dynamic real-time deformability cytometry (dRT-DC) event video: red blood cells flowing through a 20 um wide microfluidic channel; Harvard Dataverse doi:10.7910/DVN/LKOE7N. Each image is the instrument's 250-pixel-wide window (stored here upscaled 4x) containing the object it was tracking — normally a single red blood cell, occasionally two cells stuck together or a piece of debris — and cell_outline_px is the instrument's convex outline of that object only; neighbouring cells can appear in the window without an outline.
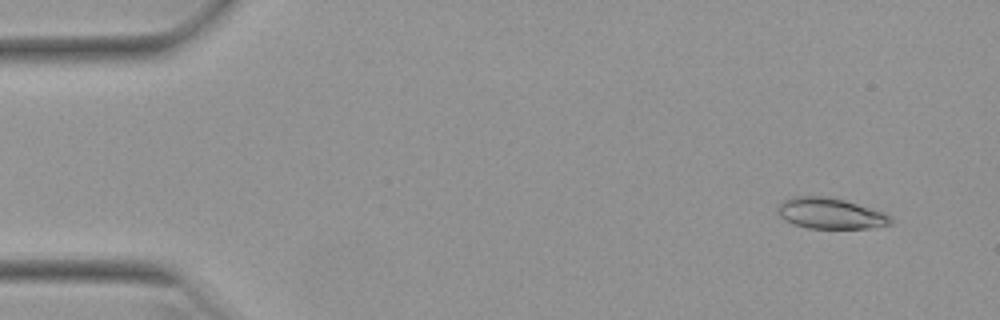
{"species": "Egyptian fruit bat (a non-hibernating species)", "species_latin": "Rousettus aegyptiacus", "temperature_condition": "warm", "stored_images_in_passage": 15, "camera_frame_rate_fps": 3000, "um_per_image_px": 0.085, "animal": {"sex": "female"}, "frame": {"image": 1, "passage_image": 3, "time_ms": 0.667, "image_size_px": [1000, 320], "cell_outline_px": [[892, 224], [868, 228], [808, 228], [792, 224], [784, 220], [780, 216], [776, 208], [776, 204], [792, 196], [824, 196], [844, 200], [884, 212], [892, 216]], "centroid_in_image_um": [70.55, 18.14], "position_along_channel_um": 14.5, "area_um2": 20.46}}
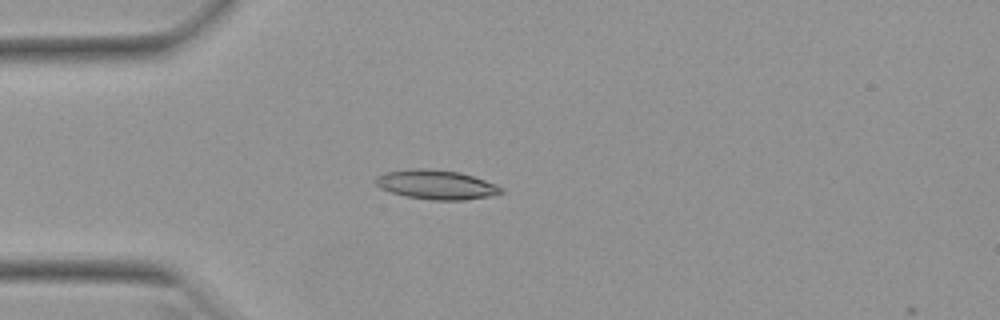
{"frame": {"image": 2, "passage_image": 13, "time_ms": 4.0, "image_size_px": [1000, 320], "cell_outline_px": [[504, 192], [488, 196], [464, 200], [432, 200], [408, 196], [388, 192], [380, 188], [376, 184], [376, 176], [384, 172], [408, 168], [432, 168], [460, 172], [496, 184], [504, 188]], "centroid_in_image_um": [37.06, 15.68], "position_along_channel_um": 47.9, "area_um2": 21.62}}